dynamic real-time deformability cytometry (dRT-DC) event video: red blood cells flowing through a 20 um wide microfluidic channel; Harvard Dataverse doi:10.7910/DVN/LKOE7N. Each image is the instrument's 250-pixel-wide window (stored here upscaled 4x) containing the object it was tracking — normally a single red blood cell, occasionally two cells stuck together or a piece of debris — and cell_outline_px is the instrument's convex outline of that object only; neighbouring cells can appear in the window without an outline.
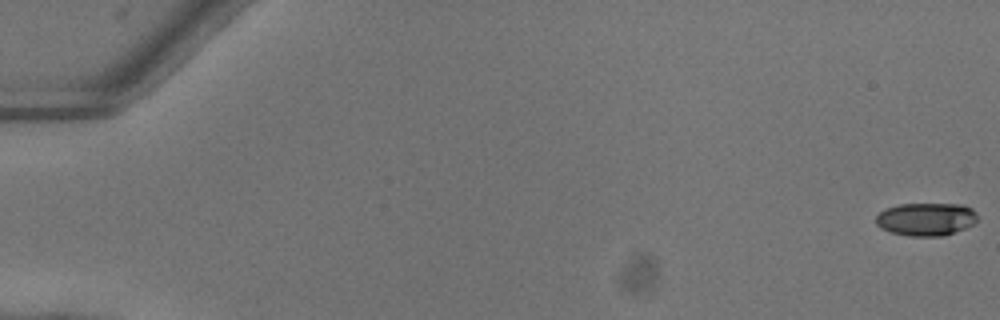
{"species": "common noctule bat (a hibernating species)", "species_latin": "Nyctalus noctula", "temperature_condition": "warm", "stored_images_in_passage": 19, "camera_frame_rate_fps": 3000, "um_per_image_px": 0.085, "animal": {"sex": "female"}, "frame": {"image": 1, "passage_image": 1, "time_ms": 0.0, "image_size_px": [1000, 320], "cell_outline_px": [[976, 220], [972, 224], [964, 228], [944, 236], [908, 236], [892, 232], [880, 228], [876, 224], [876, 216], [884, 208], [900, 204], [964, 204], [972, 208], [976, 212]], "centroid_in_image_um": [78.69, 18.62], "position_along_channel_um": 6.3, "area_um2": 19.54}}
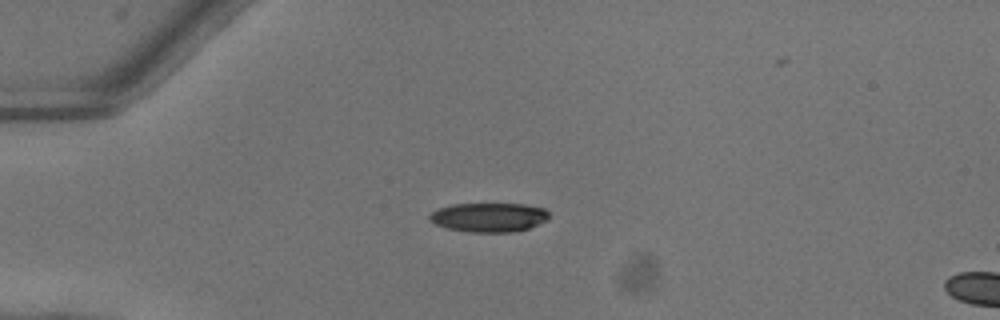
{"frame": {"image": 2, "passage_image": 15, "time_ms": 4.667, "image_size_px": [1000, 320], "cell_outline_px": [[548, 220], [528, 228], [516, 232], [472, 232], [448, 228], [436, 224], [428, 220], [428, 216], [432, 212], [440, 208], [452, 204], [524, 204], [544, 208], [548, 212]], "centroid_in_image_um": [41.56, 18.47], "position_along_channel_um": 43.4, "area_um2": 20.23}}